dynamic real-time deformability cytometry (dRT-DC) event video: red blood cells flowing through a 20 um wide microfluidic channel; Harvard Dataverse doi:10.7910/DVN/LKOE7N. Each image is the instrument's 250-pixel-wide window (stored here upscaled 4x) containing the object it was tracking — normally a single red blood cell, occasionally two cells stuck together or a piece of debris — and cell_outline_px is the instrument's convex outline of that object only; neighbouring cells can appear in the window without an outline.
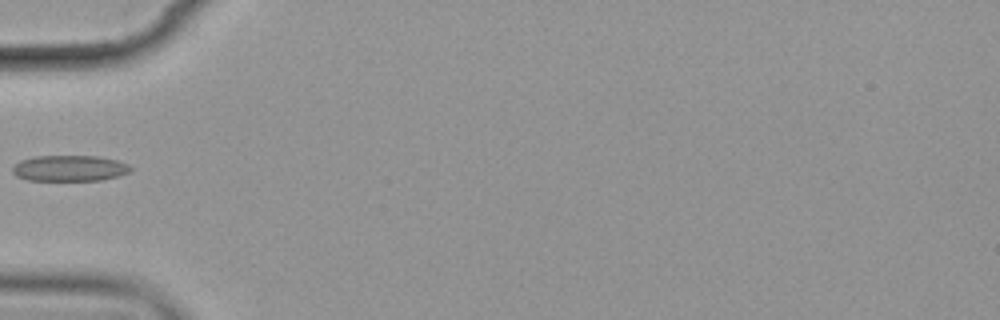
{"species": "common noctule bat (a hibernating species)", "species_latin": "Nyctalus noctula", "temperature_condition": "cold", "stored_images_in_passage": 2, "camera_frame_rate_fps": 3000, "um_per_image_px": 0.085, "animal": {"sex": "female", "body_mass_g": 19.9}, "frame": {"image": 1, "passage_image": 2, "time_ms": 1.333, "image_size_px": [1000, 320], "cell_outline_px": [[132, 168], [128, 172], [116, 176], [100, 180], [28, 180], [16, 176], [12, 172], [12, 168], [20, 160], [36, 156], [100, 156], [116, 160], [128, 164]], "centroid_in_image_um": [5.89, 14.29], "position_along_channel_um": 79.1, "area_um2": 17.69}}